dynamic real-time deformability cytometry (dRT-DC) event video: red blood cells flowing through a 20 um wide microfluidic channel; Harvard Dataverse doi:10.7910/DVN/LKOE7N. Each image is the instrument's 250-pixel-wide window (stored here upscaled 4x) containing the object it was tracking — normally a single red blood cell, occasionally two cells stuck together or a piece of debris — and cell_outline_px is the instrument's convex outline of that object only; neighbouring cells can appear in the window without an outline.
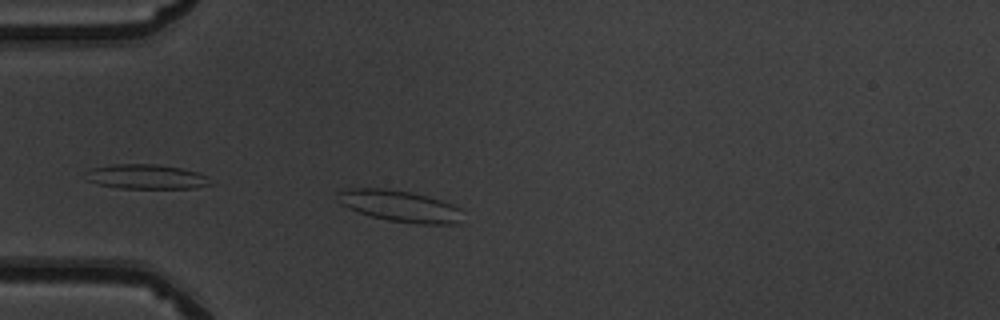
{"species": "common noctule bat (a hibernating species)", "species_latin": "Nyctalus noctula", "temperature_condition": "warm", "stored_images_in_passage": 6, "camera_frame_rate_fps": 3000, "um_per_image_px": 0.085, "animal": {"sex": "male", "body_mass_g": 19.5, "forearm_length_mm": 54.6}, "frame": {"image": 1, "passage_image": 2, "time_ms": 0.333, "image_size_px": [1000, 320], "cell_outline_px": [[460, 208], [456, 224], [416, 224], [388, 220], [372, 216], [348, 208], [340, 204], [336, 200], [336, 192], [348, 188], [388, 188], [412, 192], [428, 196], [452, 204]], "centroid_in_image_um": [33.89, 17.49], "position_along_channel_um": 51.1, "area_um2": 22.83}}